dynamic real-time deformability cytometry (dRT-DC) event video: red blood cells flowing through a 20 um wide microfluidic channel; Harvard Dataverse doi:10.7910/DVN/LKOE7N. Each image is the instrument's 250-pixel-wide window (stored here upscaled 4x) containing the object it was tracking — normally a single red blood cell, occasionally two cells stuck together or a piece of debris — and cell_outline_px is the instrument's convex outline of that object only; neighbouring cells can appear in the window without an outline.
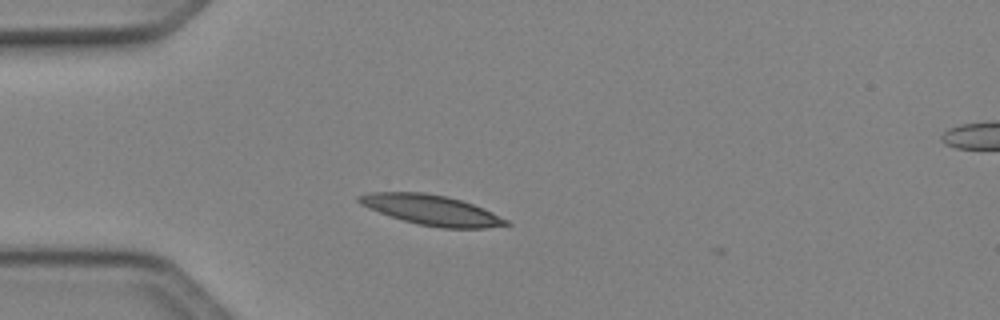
{"species": "Egyptian fruit bat (a non-hibernating species)", "species_latin": "Rousettus aegyptiacus", "temperature_condition": "cold", "stored_images_in_passage": 2, "camera_frame_rate_fps": 3000, "um_per_image_px": 0.085, "animal": {"sex": "female"}, "frame": {"image": 1, "passage_image": 1, "time_ms": 0.0, "image_size_px": [1000, 320], "cell_outline_px": [[512, 224], [484, 228], [440, 228], [420, 224], [404, 220], [368, 208], [360, 204], [356, 200], [356, 196], [368, 192], [424, 192], [448, 196], [472, 204], [492, 212], [508, 220]], "centroid_in_image_um": [36.66, 17.84], "position_along_channel_um": 48.3, "area_um2": 25.66}}